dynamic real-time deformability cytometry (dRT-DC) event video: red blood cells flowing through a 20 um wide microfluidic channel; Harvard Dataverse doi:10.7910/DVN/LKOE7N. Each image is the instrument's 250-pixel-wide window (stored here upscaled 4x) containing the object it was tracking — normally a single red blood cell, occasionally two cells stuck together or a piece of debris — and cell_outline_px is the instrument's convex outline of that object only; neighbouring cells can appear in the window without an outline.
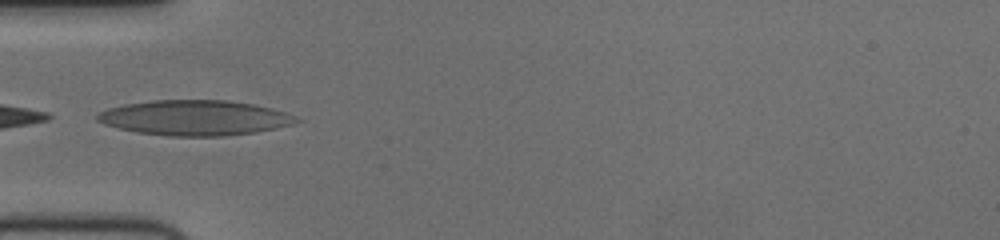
{"species": "human", "species_latin": "Homo sapiens", "temperature_condition": "cold", "stored_images_in_passage": 7, "camera_frame_rate_fps": 3000, "um_per_image_px": 0.085, "donor": {"sex": "female"}, "frame": {"image": 1, "passage_image": 1, "time_ms": 0.0, "image_size_px": [1000, 240], "cell_outline_px": [[300, 120], [292, 124], [276, 128], [256, 132], [224, 136], [168, 136], [136, 132], [104, 124], [96, 120], [96, 116], [100, 112], [108, 108], [124, 104], [152, 100], [224, 100], [252, 104], [272, 108], [284, 112]], "centroid_in_image_um": [16.52, 10.01], "position_along_channel_um": 68.5, "area_um2": 40.58}}
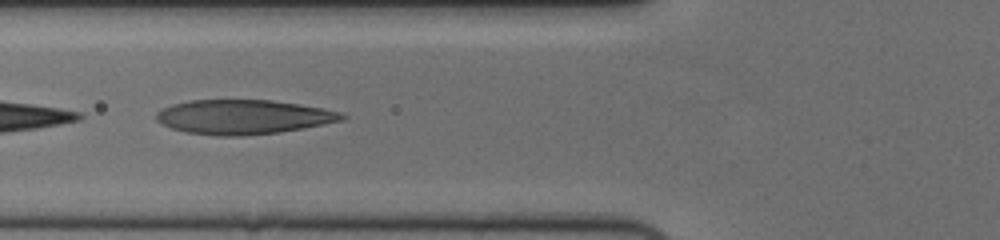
{"frame": {"image": 2, "passage_image": 4, "time_ms": 1.0, "image_size_px": [1000, 240], "cell_outline_px": [[348, 116], [344, 120], [304, 128], [280, 132], [240, 136], [220, 136], [188, 132], [172, 128], [156, 120], [156, 112], [172, 104], [192, 100], [272, 100], [320, 108], [340, 112]], "centroid_in_image_um": [20.69, 9.94], "position_along_channel_um": 105.1, "area_um2": 36.93}}